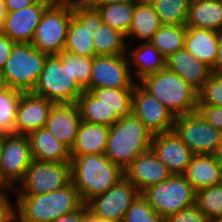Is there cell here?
Wrapping results in <instances>:
<instances>
[{"mask_svg": "<svg viewBox=\"0 0 222 222\" xmlns=\"http://www.w3.org/2000/svg\"><path fill=\"white\" fill-rule=\"evenodd\" d=\"M186 25H161L150 41L165 57L184 49Z\"/></svg>", "mask_w": 222, "mask_h": 222, "instance_id": "obj_33", "label": "cell"}, {"mask_svg": "<svg viewBox=\"0 0 222 222\" xmlns=\"http://www.w3.org/2000/svg\"><path fill=\"white\" fill-rule=\"evenodd\" d=\"M210 222H222V219H218V220H212Z\"/></svg>", "mask_w": 222, "mask_h": 222, "instance_id": "obj_55", "label": "cell"}, {"mask_svg": "<svg viewBox=\"0 0 222 222\" xmlns=\"http://www.w3.org/2000/svg\"><path fill=\"white\" fill-rule=\"evenodd\" d=\"M84 222H113V221L97 217L93 213H91L89 210H87L85 213Z\"/></svg>", "mask_w": 222, "mask_h": 222, "instance_id": "obj_48", "label": "cell"}, {"mask_svg": "<svg viewBox=\"0 0 222 222\" xmlns=\"http://www.w3.org/2000/svg\"><path fill=\"white\" fill-rule=\"evenodd\" d=\"M201 117L222 132V106L197 105Z\"/></svg>", "mask_w": 222, "mask_h": 222, "instance_id": "obj_41", "label": "cell"}, {"mask_svg": "<svg viewBox=\"0 0 222 222\" xmlns=\"http://www.w3.org/2000/svg\"><path fill=\"white\" fill-rule=\"evenodd\" d=\"M123 222H165L149 205L140 193L125 213Z\"/></svg>", "mask_w": 222, "mask_h": 222, "instance_id": "obj_38", "label": "cell"}, {"mask_svg": "<svg viewBox=\"0 0 222 222\" xmlns=\"http://www.w3.org/2000/svg\"><path fill=\"white\" fill-rule=\"evenodd\" d=\"M71 181L70 162H40L33 160L26 170L18 195H39L53 192Z\"/></svg>", "mask_w": 222, "mask_h": 222, "instance_id": "obj_11", "label": "cell"}, {"mask_svg": "<svg viewBox=\"0 0 222 222\" xmlns=\"http://www.w3.org/2000/svg\"><path fill=\"white\" fill-rule=\"evenodd\" d=\"M212 155L219 164H222V137L219 143L217 144L216 150Z\"/></svg>", "mask_w": 222, "mask_h": 222, "instance_id": "obj_50", "label": "cell"}, {"mask_svg": "<svg viewBox=\"0 0 222 222\" xmlns=\"http://www.w3.org/2000/svg\"><path fill=\"white\" fill-rule=\"evenodd\" d=\"M183 176L195 191L217 185L219 163L213 155L193 154Z\"/></svg>", "mask_w": 222, "mask_h": 222, "instance_id": "obj_25", "label": "cell"}, {"mask_svg": "<svg viewBox=\"0 0 222 222\" xmlns=\"http://www.w3.org/2000/svg\"><path fill=\"white\" fill-rule=\"evenodd\" d=\"M161 25L160 18L149 0L134 1V12L126 39L134 36L150 42Z\"/></svg>", "mask_w": 222, "mask_h": 222, "instance_id": "obj_27", "label": "cell"}, {"mask_svg": "<svg viewBox=\"0 0 222 222\" xmlns=\"http://www.w3.org/2000/svg\"><path fill=\"white\" fill-rule=\"evenodd\" d=\"M195 192L183 175H171L167 180L145 189L141 194L160 217L166 218L194 205Z\"/></svg>", "mask_w": 222, "mask_h": 222, "instance_id": "obj_8", "label": "cell"}, {"mask_svg": "<svg viewBox=\"0 0 222 222\" xmlns=\"http://www.w3.org/2000/svg\"><path fill=\"white\" fill-rule=\"evenodd\" d=\"M186 27L222 31V0H190Z\"/></svg>", "mask_w": 222, "mask_h": 222, "instance_id": "obj_26", "label": "cell"}, {"mask_svg": "<svg viewBox=\"0 0 222 222\" xmlns=\"http://www.w3.org/2000/svg\"><path fill=\"white\" fill-rule=\"evenodd\" d=\"M71 182L85 204L124 177V170L104 154L71 156Z\"/></svg>", "mask_w": 222, "mask_h": 222, "instance_id": "obj_1", "label": "cell"}, {"mask_svg": "<svg viewBox=\"0 0 222 222\" xmlns=\"http://www.w3.org/2000/svg\"><path fill=\"white\" fill-rule=\"evenodd\" d=\"M218 185L222 186V164H219V181Z\"/></svg>", "mask_w": 222, "mask_h": 222, "instance_id": "obj_53", "label": "cell"}, {"mask_svg": "<svg viewBox=\"0 0 222 222\" xmlns=\"http://www.w3.org/2000/svg\"><path fill=\"white\" fill-rule=\"evenodd\" d=\"M151 150L172 175H183L193 155L174 131L153 135Z\"/></svg>", "mask_w": 222, "mask_h": 222, "instance_id": "obj_17", "label": "cell"}, {"mask_svg": "<svg viewBox=\"0 0 222 222\" xmlns=\"http://www.w3.org/2000/svg\"><path fill=\"white\" fill-rule=\"evenodd\" d=\"M126 36L102 23L93 35V44L97 55H124L128 48Z\"/></svg>", "mask_w": 222, "mask_h": 222, "instance_id": "obj_32", "label": "cell"}, {"mask_svg": "<svg viewBox=\"0 0 222 222\" xmlns=\"http://www.w3.org/2000/svg\"><path fill=\"white\" fill-rule=\"evenodd\" d=\"M42 1H46V2H48L50 4H54V0H42Z\"/></svg>", "mask_w": 222, "mask_h": 222, "instance_id": "obj_54", "label": "cell"}, {"mask_svg": "<svg viewBox=\"0 0 222 222\" xmlns=\"http://www.w3.org/2000/svg\"><path fill=\"white\" fill-rule=\"evenodd\" d=\"M84 203L74 184L39 195H18L16 222H51L78 210Z\"/></svg>", "mask_w": 222, "mask_h": 222, "instance_id": "obj_2", "label": "cell"}, {"mask_svg": "<svg viewBox=\"0 0 222 222\" xmlns=\"http://www.w3.org/2000/svg\"><path fill=\"white\" fill-rule=\"evenodd\" d=\"M165 222H210V220L194 204L166 217Z\"/></svg>", "mask_w": 222, "mask_h": 222, "instance_id": "obj_40", "label": "cell"}, {"mask_svg": "<svg viewBox=\"0 0 222 222\" xmlns=\"http://www.w3.org/2000/svg\"><path fill=\"white\" fill-rule=\"evenodd\" d=\"M72 17V4H51L36 27L31 45L47 55L64 51Z\"/></svg>", "mask_w": 222, "mask_h": 222, "instance_id": "obj_7", "label": "cell"}, {"mask_svg": "<svg viewBox=\"0 0 222 222\" xmlns=\"http://www.w3.org/2000/svg\"><path fill=\"white\" fill-rule=\"evenodd\" d=\"M138 83L160 101L174 117L197 110L198 91L166 67L144 77Z\"/></svg>", "mask_w": 222, "mask_h": 222, "instance_id": "obj_4", "label": "cell"}, {"mask_svg": "<svg viewBox=\"0 0 222 222\" xmlns=\"http://www.w3.org/2000/svg\"><path fill=\"white\" fill-rule=\"evenodd\" d=\"M53 105V102L32 91L23 92L16 110L15 134L28 135L44 128Z\"/></svg>", "mask_w": 222, "mask_h": 222, "instance_id": "obj_18", "label": "cell"}, {"mask_svg": "<svg viewBox=\"0 0 222 222\" xmlns=\"http://www.w3.org/2000/svg\"><path fill=\"white\" fill-rule=\"evenodd\" d=\"M33 161L27 135L4 134L0 138V188L16 191Z\"/></svg>", "mask_w": 222, "mask_h": 222, "instance_id": "obj_9", "label": "cell"}, {"mask_svg": "<svg viewBox=\"0 0 222 222\" xmlns=\"http://www.w3.org/2000/svg\"><path fill=\"white\" fill-rule=\"evenodd\" d=\"M4 134L0 131V138L3 136Z\"/></svg>", "mask_w": 222, "mask_h": 222, "instance_id": "obj_56", "label": "cell"}, {"mask_svg": "<svg viewBox=\"0 0 222 222\" xmlns=\"http://www.w3.org/2000/svg\"><path fill=\"white\" fill-rule=\"evenodd\" d=\"M162 25H186L190 0H149Z\"/></svg>", "mask_w": 222, "mask_h": 222, "instance_id": "obj_34", "label": "cell"}, {"mask_svg": "<svg viewBox=\"0 0 222 222\" xmlns=\"http://www.w3.org/2000/svg\"><path fill=\"white\" fill-rule=\"evenodd\" d=\"M131 113L152 135L173 131L175 120L173 114L138 82L135 83L132 92Z\"/></svg>", "mask_w": 222, "mask_h": 222, "instance_id": "obj_14", "label": "cell"}, {"mask_svg": "<svg viewBox=\"0 0 222 222\" xmlns=\"http://www.w3.org/2000/svg\"><path fill=\"white\" fill-rule=\"evenodd\" d=\"M62 62H69V72L72 78L84 89L90 91V77L93 58L83 57L62 51L58 54Z\"/></svg>", "mask_w": 222, "mask_h": 222, "instance_id": "obj_37", "label": "cell"}, {"mask_svg": "<svg viewBox=\"0 0 222 222\" xmlns=\"http://www.w3.org/2000/svg\"><path fill=\"white\" fill-rule=\"evenodd\" d=\"M8 13L7 7L5 6L4 0H0V30L2 29L4 19Z\"/></svg>", "mask_w": 222, "mask_h": 222, "instance_id": "obj_49", "label": "cell"}, {"mask_svg": "<svg viewBox=\"0 0 222 222\" xmlns=\"http://www.w3.org/2000/svg\"><path fill=\"white\" fill-rule=\"evenodd\" d=\"M87 210H88V207L85 204H83L78 210L72 213L60 216L51 222H84L85 213Z\"/></svg>", "mask_w": 222, "mask_h": 222, "instance_id": "obj_44", "label": "cell"}, {"mask_svg": "<svg viewBox=\"0 0 222 222\" xmlns=\"http://www.w3.org/2000/svg\"><path fill=\"white\" fill-rule=\"evenodd\" d=\"M128 61L137 66L135 71L131 69L132 77L135 82L142 80L144 77L155 74L165 68V57L152 45L151 42H143L140 46L129 53L127 51ZM131 55V57H129ZM132 59V60H131ZM137 78V79H136Z\"/></svg>", "mask_w": 222, "mask_h": 222, "instance_id": "obj_28", "label": "cell"}, {"mask_svg": "<svg viewBox=\"0 0 222 222\" xmlns=\"http://www.w3.org/2000/svg\"><path fill=\"white\" fill-rule=\"evenodd\" d=\"M84 0H54V4H82Z\"/></svg>", "mask_w": 222, "mask_h": 222, "instance_id": "obj_51", "label": "cell"}, {"mask_svg": "<svg viewBox=\"0 0 222 222\" xmlns=\"http://www.w3.org/2000/svg\"><path fill=\"white\" fill-rule=\"evenodd\" d=\"M83 91L69 72V62H62L59 55H48L32 92L60 104L76 102Z\"/></svg>", "mask_w": 222, "mask_h": 222, "instance_id": "obj_5", "label": "cell"}, {"mask_svg": "<svg viewBox=\"0 0 222 222\" xmlns=\"http://www.w3.org/2000/svg\"><path fill=\"white\" fill-rule=\"evenodd\" d=\"M76 104L82 121L111 127L118 118L114 113L95 97L90 91L84 90Z\"/></svg>", "mask_w": 222, "mask_h": 222, "instance_id": "obj_29", "label": "cell"}, {"mask_svg": "<svg viewBox=\"0 0 222 222\" xmlns=\"http://www.w3.org/2000/svg\"><path fill=\"white\" fill-rule=\"evenodd\" d=\"M140 191L123 177L105 193L99 194L85 203L95 216L113 222H123L125 213L138 197Z\"/></svg>", "mask_w": 222, "mask_h": 222, "instance_id": "obj_13", "label": "cell"}, {"mask_svg": "<svg viewBox=\"0 0 222 222\" xmlns=\"http://www.w3.org/2000/svg\"><path fill=\"white\" fill-rule=\"evenodd\" d=\"M72 18L67 30L64 51L78 56L94 58L97 56L93 35L103 23L101 15L84 3L72 4Z\"/></svg>", "mask_w": 222, "mask_h": 222, "instance_id": "obj_10", "label": "cell"}, {"mask_svg": "<svg viewBox=\"0 0 222 222\" xmlns=\"http://www.w3.org/2000/svg\"><path fill=\"white\" fill-rule=\"evenodd\" d=\"M130 62L124 55H97L93 58L90 91L94 88H134Z\"/></svg>", "mask_w": 222, "mask_h": 222, "instance_id": "obj_15", "label": "cell"}, {"mask_svg": "<svg viewBox=\"0 0 222 222\" xmlns=\"http://www.w3.org/2000/svg\"><path fill=\"white\" fill-rule=\"evenodd\" d=\"M134 88H94L90 92L120 119L131 114L132 92Z\"/></svg>", "mask_w": 222, "mask_h": 222, "instance_id": "obj_30", "label": "cell"}, {"mask_svg": "<svg viewBox=\"0 0 222 222\" xmlns=\"http://www.w3.org/2000/svg\"><path fill=\"white\" fill-rule=\"evenodd\" d=\"M165 67L181 76L187 83L199 91L209 78L211 69L197 60L189 51L182 49L165 59Z\"/></svg>", "mask_w": 222, "mask_h": 222, "instance_id": "obj_21", "label": "cell"}, {"mask_svg": "<svg viewBox=\"0 0 222 222\" xmlns=\"http://www.w3.org/2000/svg\"><path fill=\"white\" fill-rule=\"evenodd\" d=\"M218 33L212 29L186 27L184 49L212 69L217 56Z\"/></svg>", "mask_w": 222, "mask_h": 222, "instance_id": "obj_23", "label": "cell"}, {"mask_svg": "<svg viewBox=\"0 0 222 222\" xmlns=\"http://www.w3.org/2000/svg\"><path fill=\"white\" fill-rule=\"evenodd\" d=\"M81 122L76 102L60 103L51 108L44 128L70 150Z\"/></svg>", "mask_w": 222, "mask_h": 222, "instance_id": "obj_20", "label": "cell"}, {"mask_svg": "<svg viewBox=\"0 0 222 222\" xmlns=\"http://www.w3.org/2000/svg\"><path fill=\"white\" fill-rule=\"evenodd\" d=\"M8 188H0V222H16V210L6 197Z\"/></svg>", "mask_w": 222, "mask_h": 222, "instance_id": "obj_42", "label": "cell"}, {"mask_svg": "<svg viewBox=\"0 0 222 222\" xmlns=\"http://www.w3.org/2000/svg\"><path fill=\"white\" fill-rule=\"evenodd\" d=\"M8 87L6 81H5V77L2 73V71L0 70V91H2L3 89H6Z\"/></svg>", "mask_w": 222, "mask_h": 222, "instance_id": "obj_52", "label": "cell"}, {"mask_svg": "<svg viewBox=\"0 0 222 222\" xmlns=\"http://www.w3.org/2000/svg\"><path fill=\"white\" fill-rule=\"evenodd\" d=\"M172 174L152 150L138 155L125 169L124 177L142 193L145 189L167 180Z\"/></svg>", "mask_w": 222, "mask_h": 222, "instance_id": "obj_19", "label": "cell"}, {"mask_svg": "<svg viewBox=\"0 0 222 222\" xmlns=\"http://www.w3.org/2000/svg\"><path fill=\"white\" fill-rule=\"evenodd\" d=\"M22 91L9 86L0 91V131L15 134L16 110Z\"/></svg>", "mask_w": 222, "mask_h": 222, "instance_id": "obj_36", "label": "cell"}, {"mask_svg": "<svg viewBox=\"0 0 222 222\" xmlns=\"http://www.w3.org/2000/svg\"><path fill=\"white\" fill-rule=\"evenodd\" d=\"M198 105L222 106V74H210L198 91Z\"/></svg>", "mask_w": 222, "mask_h": 222, "instance_id": "obj_39", "label": "cell"}, {"mask_svg": "<svg viewBox=\"0 0 222 222\" xmlns=\"http://www.w3.org/2000/svg\"><path fill=\"white\" fill-rule=\"evenodd\" d=\"M89 7L98 11L104 24L125 36L128 34L134 12V1Z\"/></svg>", "mask_w": 222, "mask_h": 222, "instance_id": "obj_31", "label": "cell"}, {"mask_svg": "<svg viewBox=\"0 0 222 222\" xmlns=\"http://www.w3.org/2000/svg\"><path fill=\"white\" fill-rule=\"evenodd\" d=\"M47 57L31 43H15L1 70L7 85L22 92L33 91Z\"/></svg>", "mask_w": 222, "mask_h": 222, "instance_id": "obj_6", "label": "cell"}, {"mask_svg": "<svg viewBox=\"0 0 222 222\" xmlns=\"http://www.w3.org/2000/svg\"><path fill=\"white\" fill-rule=\"evenodd\" d=\"M50 5L46 1L36 0L18 11H8L0 31L15 43H31L36 27Z\"/></svg>", "mask_w": 222, "mask_h": 222, "instance_id": "obj_16", "label": "cell"}, {"mask_svg": "<svg viewBox=\"0 0 222 222\" xmlns=\"http://www.w3.org/2000/svg\"><path fill=\"white\" fill-rule=\"evenodd\" d=\"M173 131L193 154L212 155L222 137L197 111L175 117Z\"/></svg>", "mask_w": 222, "mask_h": 222, "instance_id": "obj_12", "label": "cell"}, {"mask_svg": "<svg viewBox=\"0 0 222 222\" xmlns=\"http://www.w3.org/2000/svg\"><path fill=\"white\" fill-rule=\"evenodd\" d=\"M152 134L132 113L109 127L104 155L123 170L138 156L151 150Z\"/></svg>", "mask_w": 222, "mask_h": 222, "instance_id": "obj_3", "label": "cell"}, {"mask_svg": "<svg viewBox=\"0 0 222 222\" xmlns=\"http://www.w3.org/2000/svg\"><path fill=\"white\" fill-rule=\"evenodd\" d=\"M108 135V126L82 121L74 144L70 149V156L104 154L107 146Z\"/></svg>", "mask_w": 222, "mask_h": 222, "instance_id": "obj_24", "label": "cell"}, {"mask_svg": "<svg viewBox=\"0 0 222 222\" xmlns=\"http://www.w3.org/2000/svg\"><path fill=\"white\" fill-rule=\"evenodd\" d=\"M137 0H84V4L87 6H100L106 4L122 3Z\"/></svg>", "mask_w": 222, "mask_h": 222, "instance_id": "obj_47", "label": "cell"}, {"mask_svg": "<svg viewBox=\"0 0 222 222\" xmlns=\"http://www.w3.org/2000/svg\"><path fill=\"white\" fill-rule=\"evenodd\" d=\"M211 72L214 74H222V31L218 33L217 56Z\"/></svg>", "mask_w": 222, "mask_h": 222, "instance_id": "obj_45", "label": "cell"}, {"mask_svg": "<svg viewBox=\"0 0 222 222\" xmlns=\"http://www.w3.org/2000/svg\"><path fill=\"white\" fill-rule=\"evenodd\" d=\"M195 205L210 221L222 219V186L217 184L197 190Z\"/></svg>", "mask_w": 222, "mask_h": 222, "instance_id": "obj_35", "label": "cell"}, {"mask_svg": "<svg viewBox=\"0 0 222 222\" xmlns=\"http://www.w3.org/2000/svg\"><path fill=\"white\" fill-rule=\"evenodd\" d=\"M36 0H4L8 11H18L32 5Z\"/></svg>", "mask_w": 222, "mask_h": 222, "instance_id": "obj_46", "label": "cell"}, {"mask_svg": "<svg viewBox=\"0 0 222 222\" xmlns=\"http://www.w3.org/2000/svg\"><path fill=\"white\" fill-rule=\"evenodd\" d=\"M33 160L40 162H71L70 150L46 128L27 135Z\"/></svg>", "mask_w": 222, "mask_h": 222, "instance_id": "obj_22", "label": "cell"}, {"mask_svg": "<svg viewBox=\"0 0 222 222\" xmlns=\"http://www.w3.org/2000/svg\"><path fill=\"white\" fill-rule=\"evenodd\" d=\"M14 44L15 42L0 31V70H2L7 62Z\"/></svg>", "mask_w": 222, "mask_h": 222, "instance_id": "obj_43", "label": "cell"}]
</instances>
